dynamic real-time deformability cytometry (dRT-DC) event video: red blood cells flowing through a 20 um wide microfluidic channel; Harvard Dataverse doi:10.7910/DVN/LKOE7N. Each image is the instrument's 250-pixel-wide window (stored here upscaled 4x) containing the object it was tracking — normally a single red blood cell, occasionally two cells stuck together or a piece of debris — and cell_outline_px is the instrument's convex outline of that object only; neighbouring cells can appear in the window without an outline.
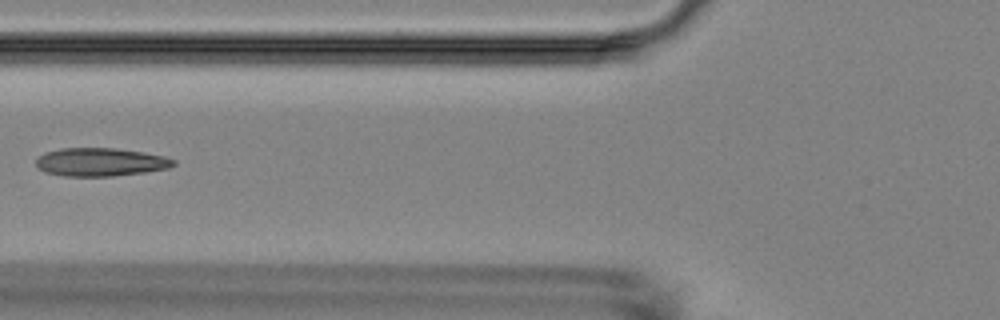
{"species": "Egyptian fruit bat (a non-hibernating species)", "species_latin": "Rousettus aegyptiacus", "temperature_condition": "room temperature", "stored_images_in_passage": 7, "camera_frame_rate_fps": 3000, "um_per_image_px": 0.085, "animal": {"sex": "female"}, "frame": {"image": 1, "passage_image": 3, "time_ms": 2.333, "image_size_px": [1000, 320], "cell_outline_px": [[176, 164], [168, 168], [144, 172], [112, 176], [64, 176], [44, 172], [36, 164], [36, 160], [40, 156], [48, 152], [60, 148], [116, 148], [144, 152], [164, 156], [176, 160]], "centroid_in_image_um": [8.57, 13.77], "position_along_channel_um": 117.2, "area_um2": 22.54}}
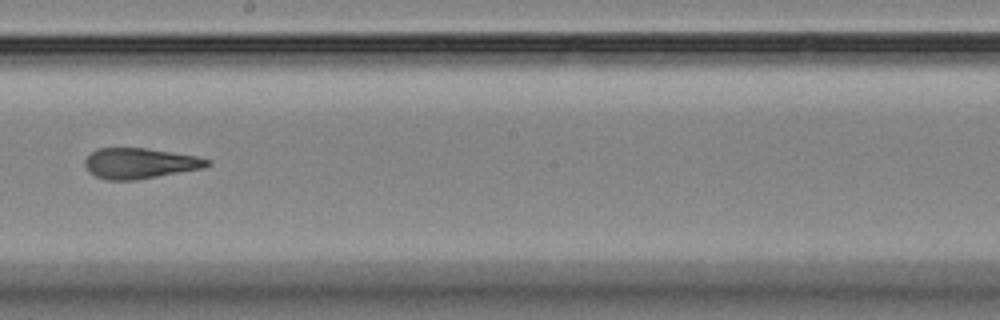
{"frame": {"image": 2, "passage_image": 6, "time_ms": 5.667, "image_size_px": [1000, 320], "cell_outline_px": [[212, 164], [204, 168], [136, 180], [108, 180], [96, 176], [88, 172], [84, 164], [84, 160], [96, 148], [148, 148], [196, 156], [212, 160]], "centroid_in_image_um": [11.9, 13.88], "position_along_channel_um": 236.3, "area_um2": 21.91}}
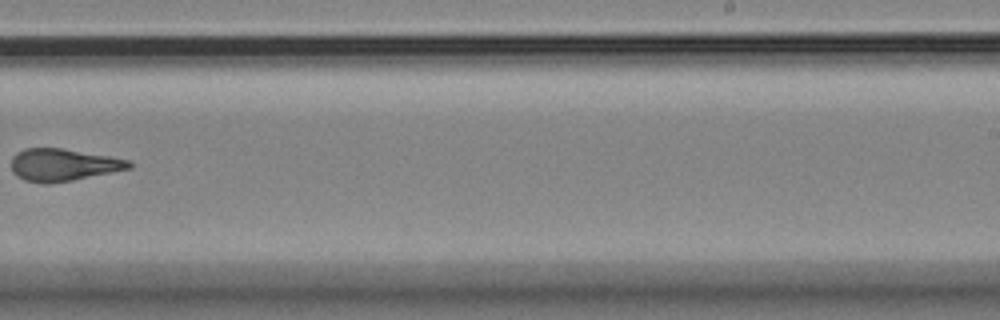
{"frame": {"image": 3, "passage_image": 7, "time_ms": 7.0, "image_size_px": [1000, 320], "cell_outline_px": [[132, 168], [72, 180], [48, 184], [44, 184], [24, 180], [16, 176], [12, 172], [12, 156], [16, 152], [24, 148], [60, 148], [108, 156], [128, 160], [132, 164]], "centroid_in_image_um": [5.32, 14.02], "position_along_channel_um": 283.7, "area_um2": 22.08}}